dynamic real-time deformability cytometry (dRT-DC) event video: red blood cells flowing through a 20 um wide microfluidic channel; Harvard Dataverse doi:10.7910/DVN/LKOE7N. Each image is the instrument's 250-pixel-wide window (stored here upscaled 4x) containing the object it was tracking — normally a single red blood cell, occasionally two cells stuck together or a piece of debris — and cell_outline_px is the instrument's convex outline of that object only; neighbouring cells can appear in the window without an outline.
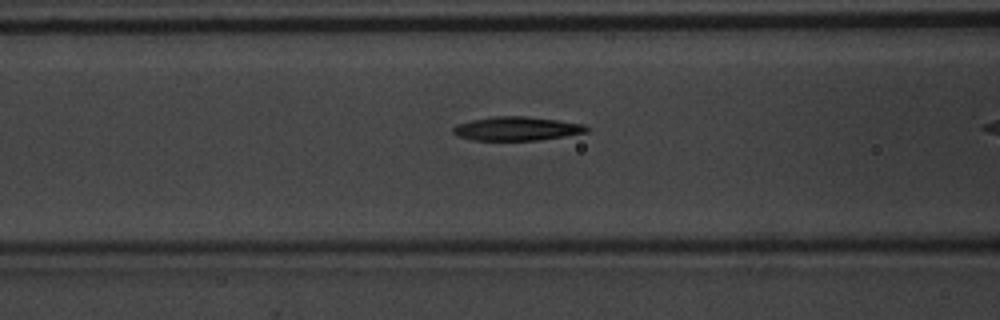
{"species": "common noctule bat (a hibernating species)", "species_latin": "Nyctalus noctula", "temperature_condition": "warm", "stored_images_in_passage": 6, "camera_frame_rate_fps": 3000, "um_per_image_px": 0.085, "animal": {"sex": "male", "body_mass_g": 20.1, "forearm_length_mm": 53.5}, "frame": {"image": 1, "passage_image": 5, "time_ms": 1.333, "image_size_px": [1000, 320], "cell_outline_px": [[592, 128], [588, 132], [540, 140], [472, 140], [456, 136], [452, 132], [452, 128], [456, 124], [472, 120], [492, 116], [524, 116], [556, 120], [584, 124]], "centroid_in_image_um": [43.92, 10.93], "position_along_channel_um": 122.7, "area_um2": 18.67}}